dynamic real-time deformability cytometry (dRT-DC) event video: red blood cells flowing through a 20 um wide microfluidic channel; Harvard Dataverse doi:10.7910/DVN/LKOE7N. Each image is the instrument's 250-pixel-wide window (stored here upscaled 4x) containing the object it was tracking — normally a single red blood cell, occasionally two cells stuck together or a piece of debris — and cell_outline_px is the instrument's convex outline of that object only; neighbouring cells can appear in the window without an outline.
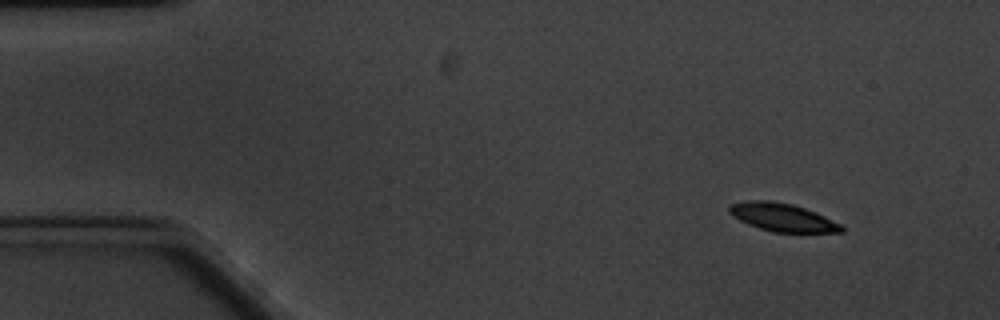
{"species": "common noctule bat (a hibernating species)", "species_latin": "Nyctalus noctula", "temperature_condition": "cold", "stored_images_in_passage": 6, "camera_frame_rate_fps": 3000, "um_per_image_px": 0.085, "animal": {"sex": "male", "body_mass_g": 20.1, "forearm_length_mm": 53.5}, "frame": {"image": 1, "passage_image": 1, "time_ms": 0.0, "image_size_px": [1000, 320], "cell_outline_px": [[844, 232], [772, 232], [748, 224], [732, 216], [728, 212], [728, 208], [732, 204], [748, 200], [768, 200], [792, 204], [816, 212], [840, 224], [844, 228]], "centroid_in_image_um": [66.49, 18.47], "position_along_channel_um": 18.5, "area_um2": 18.21}}
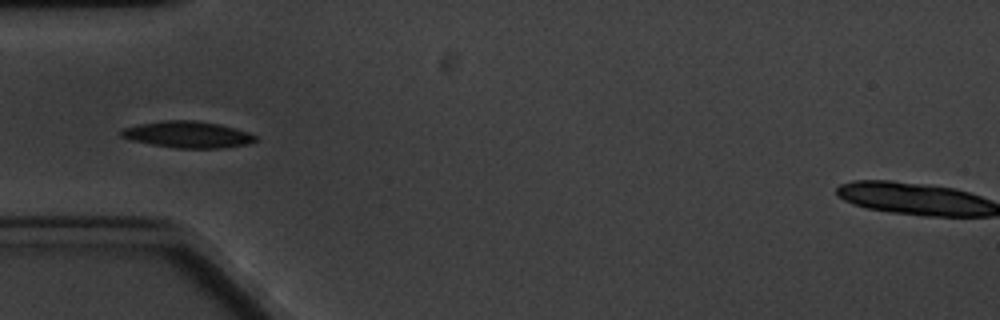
{"frame": {"image": 2, "passage_image": 4, "time_ms": 4.333, "image_size_px": [1000, 320], "cell_outline_px": [[260, 140], [248, 144], [220, 148], [176, 148], [152, 144], [132, 140], [120, 136], [120, 132], [124, 128], [136, 124], [164, 120], [192, 120], [220, 124], [236, 128], [248, 132], [256, 136]], "centroid_in_image_um": [15.98, 11.43], "position_along_channel_um": 69.0, "area_um2": 20.81}}